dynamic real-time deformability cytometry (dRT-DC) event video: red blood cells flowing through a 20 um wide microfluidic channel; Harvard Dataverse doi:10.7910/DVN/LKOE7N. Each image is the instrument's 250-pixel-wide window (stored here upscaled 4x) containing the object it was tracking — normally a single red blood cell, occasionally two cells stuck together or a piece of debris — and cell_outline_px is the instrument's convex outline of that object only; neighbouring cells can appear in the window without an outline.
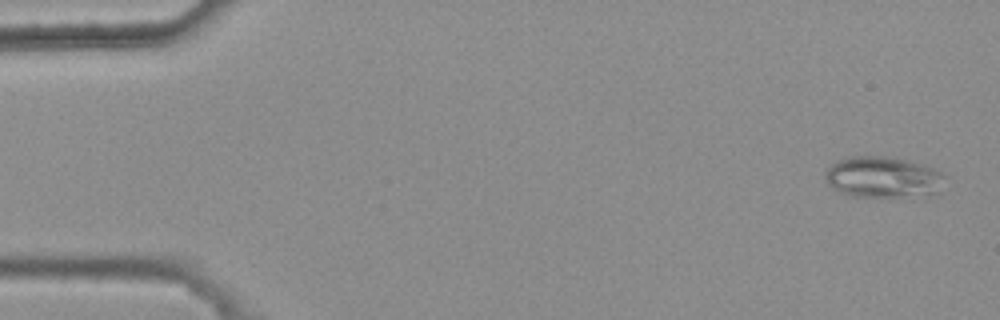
{"species": "common noctule bat (a hibernating species)", "species_latin": "Nyctalus noctula", "temperature_condition": "warm", "stored_images_in_passage": 5, "camera_frame_rate_fps": 3000, "um_per_image_px": 0.085, "animal": {"sex": "female", "body_mass_g": 25.1}, "frame": {"image": 1, "passage_image": 1, "time_ms": 0.0, "image_size_px": [1000, 320], "cell_outline_px": [[948, 176], [940, 192], [896, 196], [852, 196], [840, 192], [832, 188], [828, 184], [824, 176], [824, 172], [836, 160], [848, 156], [884, 156], [908, 160], [932, 168]], "centroid_in_image_um": [75.03, 15.04], "position_along_channel_um": 10.0, "area_um2": 28.61}}